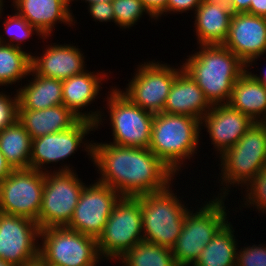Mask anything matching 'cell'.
I'll return each mask as SVG.
<instances>
[{
	"label": "cell",
	"instance_id": "6da1fadb",
	"mask_svg": "<svg viewBox=\"0 0 266 266\" xmlns=\"http://www.w3.org/2000/svg\"><path fill=\"white\" fill-rule=\"evenodd\" d=\"M92 143V162L101 176L96 181L121 196L136 197L173 185L176 174L149 148Z\"/></svg>",
	"mask_w": 266,
	"mask_h": 266
},
{
	"label": "cell",
	"instance_id": "7a4b0ae2",
	"mask_svg": "<svg viewBox=\"0 0 266 266\" xmlns=\"http://www.w3.org/2000/svg\"><path fill=\"white\" fill-rule=\"evenodd\" d=\"M182 63L211 105L228 104L246 65L223 45H199Z\"/></svg>",
	"mask_w": 266,
	"mask_h": 266
},
{
	"label": "cell",
	"instance_id": "3957f363",
	"mask_svg": "<svg viewBox=\"0 0 266 266\" xmlns=\"http://www.w3.org/2000/svg\"><path fill=\"white\" fill-rule=\"evenodd\" d=\"M201 130L197 118L164 112L154 114L148 148L178 175L186 159L197 154Z\"/></svg>",
	"mask_w": 266,
	"mask_h": 266
},
{
	"label": "cell",
	"instance_id": "277c9868",
	"mask_svg": "<svg viewBox=\"0 0 266 266\" xmlns=\"http://www.w3.org/2000/svg\"><path fill=\"white\" fill-rule=\"evenodd\" d=\"M219 158V186L223 187L219 188L221 193L215 196L227 199L231 187H246L266 166V122H254L238 142Z\"/></svg>",
	"mask_w": 266,
	"mask_h": 266
},
{
	"label": "cell",
	"instance_id": "5b68a950",
	"mask_svg": "<svg viewBox=\"0 0 266 266\" xmlns=\"http://www.w3.org/2000/svg\"><path fill=\"white\" fill-rule=\"evenodd\" d=\"M212 198L204 201L200 208L196 206V211L192 209L186 214L181 234L171 247L177 266H192L206 245L228 222L225 198Z\"/></svg>",
	"mask_w": 266,
	"mask_h": 266
},
{
	"label": "cell",
	"instance_id": "8992f818",
	"mask_svg": "<svg viewBox=\"0 0 266 266\" xmlns=\"http://www.w3.org/2000/svg\"><path fill=\"white\" fill-rule=\"evenodd\" d=\"M171 187L140 195L144 241L168 248L180 236L184 218L190 211Z\"/></svg>",
	"mask_w": 266,
	"mask_h": 266
},
{
	"label": "cell",
	"instance_id": "52a82bcc",
	"mask_svg": "<svg viewBox=\"0 0 266 266\" xmlns=\"http://www.w3.org/2000/svg\"><path fill=\"white\" fill-rule=\"evenodd\" d=\"M45 173L43 197L38 216L40 229L67 226L85 185L70 164ZM71 167V168H70Z\"/></svg>",
	"mask_w": 266,
	"mask_h": 266
},
{
	"label": "cell",
	"instance_id": "ba28073f",
	"mask_svg": "<svg viewBox=\"0 0 266 266\" xmlns=\"http://www.w3.org/2000/svg\"><path fill=\"white\" fill-rule=\"evenodd\" d=\"M142 241L144 238L140 195L122 196L97 238L99 254L103 260L113 259L117 262L129 249Z\"/></svg>",
	"mask_w": 266,
	"mask_h": 266
},
{
	"label": "cell",
	"instance_id": "9c48e42d",
	"mask_svg": "<svg viewBox=\"0 0 266 266\" xmlns=\"http://www.w3.org/2000/svg\"><path fill=\"white\" fill-rule=\"evenodd\" d=\"M40 240L39 259L49 266H88L103 259L96 238L66 226L41 229Z\"/></svg>",
	"mask_w": 266,
	"mask_h": 266
},
{
	"label": "cell",
	"instance_id": "30bf717a",
	"mask_svg": "<svg viewBox=\"0 0 266 266\" xmlns=\"http://www.w3.org/2000/svg\"><path fill=\"white\" fill-rule=\"evenodd\" d=\"M108 93L105 101L113 136L110 144L148 148L154 114L133 104L118 87H112Z\"/></svg>",
	"mask_w": 266,
	"mask_h": 266
},
{
	"label": "cell",
	"instance_id": "8fae6325",
	"mask_svg": "<svg viewBox=\"0 0 266 266\" xmlns=\"http://www.w3.org/2000/svg\"><path fill=\"white\" fill-rule=\"evenodd\" d=\"M140 64L126 84L125 91L118 89L133 104L152 114H159L164 110L171 85L183 70V65L180 64V68H176L155 60Z\"/></svg>",
	"mask_w": 266,
	"mask_h": 266
},
{
	"label": "cell",
	"instance_id": "7c38bea8",
	"mask_svg": "<svg viewBox=\"0 0 266 266\" xmlns=\"http://www.w3.org/2000/svg\"><path fill=\"white\" fill-rule=\"evenodd\" d=\"M95 130L96 124L94 122L80 119L70 129L32 139L30 168L45 173L51 171L47 170L50 168L47 167L48 164L68 160V157L74 155L81 146L82 148L84 146V150L92 161L93 143L91 142L93 141H86L85 138L87 139V137L85 136H88L91 131L95 132Z\"/></svg>",
	"mask_w": 266,
	"mask_h": 266
},
{
	"label": "cell",
	"instance_id": "4fadbf2b",
	"mask_svg": "<svg viewBox=\"0 0 266 266\" xmlns=\"http://www.w3.org/2000/svg\"><path fill=\"white\" fill-rule=\"evenodd\" d=\"M45 172L18 169L0 182V212L37 222L43 197Z\"/></svg>",
	"mask_w": 266,
	"mask_h": 266
},
{
	"label": "cell",
	"instance_id": "5bb4252c",
	"mask_svg": "<svg viewBox=\"0 0 266 266\" xmlns=\"http://www.w3.org/2000/svg\"><path fill=\"white\" fill-rule=\"evenodd\" d=\"M40 230L30 218L0 212V259L14 266L37 262Z\"/></svg>",
	"mask_w": 266,
	"mask_h": 266
},
{
	"label": "cell",
	"instance_id": "9a60e30c",
	"mask_svg": "<svg viewBox=\"0 0 266 266\" xmlns=\"http://www.w3.org/2000/svg\"><path fill=\"white\" fill-rule=\"evenodd\" d=\"M121 197L116 190L99 181L85 184L66 227L97 239Z\"/></svg>",
	"mask_w": 266,
	"mask_h": 266
},
{
	"label": "cell",
	"instance_id": "2e32d148",
	"mask_svg": "<svg viewBox=\"0 0 266 266\" xmlns=\"http://www.w3.org/2000/svg\"><path fill=\"white\" fill-rule=\"evenodd\" d=\"M223 46L246 65V70H250V66L252 69V63L266 54V17L233 13Z\"/></svg>",
	"mask_w": 266,
	"mask_h": 266
},
{
	"label": "cell",
	"instance_id": "e0dca14e",
	"mask_svg": "<svg viewBox=\"0 0 266 266\" xmlns=\"http://www.w3.org/2000/svg\"><path fill=\"white\" fill-rule=\"evenodd\" d=\"M108 73L89 71L74 75L62 80L63 105L70 109L79 119L89 120L96 124L98 130L100 124L106 120L105 114L100 110L85 111V108L95 102L102 88V82L107 80ZM84 109L83 112H81ZM81 110V111H80ZM104 116V119H103ZM103 119V120H102Z\"/></svg>",
	"mask_w": 266,
	"mask_h": 266
},
{
	"label": "cell",
	"instance_id": "ac0fdd59",
	"mask_svg": "<svg viewBox=\"0 0 266 266\" xmlns=\"http://www.w3.org/2000/svg\"><path fill=\"white\" fill-rule=\"evenodd\" d=\"M253 123L249 116L229 104H215L201 119V128H206L213 149L221 155L233 147Z\"/></svg>",
	"mask_w": 266,
	"mask_h": 266
},
{
	"label": "cell",
	"instance_id": "d6986e66",
	"mask_svg": "<svg viewBox=\"0 0 266 266\" xmlns=\"http://www.w3.org/2000/svg\"><path fill=\"white\" fill-rule=\"evenodd\" d=\"M52 44L47 45L40 56H31V69L37 75L65 80L87 70L84 53L78 46L66 43Z\"/></svg>",
	"mask_w": 266,
	"mask_h": 266
},
{
	"label": "cell",
	"instance_id": "ffe728a7",
	"mask_svg": "<svg viewBox=\"0 0 266 266\" xmlns=\"http://www.w3.org/2000/svg\"><path fill=\"white\" fill-rule=\"evenodd\" d=\"M11 6L48 38L52 37L51 34L58 23H65L70 27L76 23L69 0H16Z\"/></svg>",
	"mask_w": 266,
	"mask_h": 266
},
{
	"label": "cell",
	"instance_id": "44dd1931",
	"mask_svg": "<svg viewBox=\"0 0 266 266\" xmlns=\"http://www.w3.org/2000/svg\"><path fill=\"white\" fill-rule=\"evenodd\" d=\"M227 0H202L194 12L198 45H223L232 17Z\"/></svg>",
	"mask_w": 266,
	"mask_h": 266
},
{
	"label": "cell",
	"instance_id": "7402d4cb",
	"mask_svg": "<svg viewBox=\"0 0 266 266\" xmlns=\"http://www.w3.org/2000/svg\"><path fill=\"white\" fill-rule=\"evenodd\" d=\"M211 107L201 88L182 70L171 85L163 112L191 116L201 121Z\"/></svg>",
	"mask_w": 266,
	"mask_h": 266
},
{
	"label": "cell",
	"instance_id": "603a6c76",
	"mask_svg": "<svg viewBox=\"0 0 266 266\" xmlns=\"http://www.w3.org/2000/svg\"><path fill=\"white\" fill-rule=\"evenodd\" d=\"M31 139L72 128L80 119L65 105L42 110H18L17 119Z\"/></svg>",
	"mask_w": 266,
	"mask_h": 266
},
{
	"label": "cell",
	"instance_id": "cb8c5ba5",
	"mask_svg": "<svg viewBox=\"0 0 266 266\" xmlns=\"http://www.w3.org/2000/svg\"><path fill=\"white\" fill-rule=\"evenodd\" d=\"M32 79L17 90L18 110H42L63 104L62 80L37 75L32 69Z\"/></svg>",
	"mask_w": 266,
	"mask_h": 266
},
{
	"label": "cell",
	"instance_id": "d4e9b609",
	"mask_svg": "<svg viewBox=\"0 0 266 266\" xmlns=\"http://www.w3.org/2000/svg\"><path fill=\"white\" fill-rule=\"evenodd\" d=\"M228 104L254 122H266V87L247 70L234 84Z\"/></svg>",
	"mask_w": 266,
	"mask_h": 266
},
{
	"label": "cell",
	"instance_id": "484cf974",
	"mask_svg": "<svg viewBox=\"0 0 266 266\" xmlns=\"http://www.w3.org/2000/svg\"><path fill=\"white\" fill-rule=\"evenodd\" d=\"M228 221L206 245L192 266H236L238 241Z\"/></svg>",
	"mask_w": 266,
	"mask_h": 266
},
{
	"label": "cell",
	"instance_id": "4316f807",
	"mask_svg": "<svg viewBox=\"0 0 266 266\" xmlns=\"http://www.w3.org/2000/svg\"><path fill=\"white\" fill-rule=\"evenodd\" d=\"M32 139L16 120L0 132V151L13 170L30 168Z\"/></svg>",
	"mask_w": 266,
	"mask_h": 266
},
{
	"label": "cell",
	"instance_id": "83f0119b",
	"mask_svg": "<svg viewBox=\"0 0 266 266\" xmlns=\"http://www.w3.org/2000/svg\"><path fill=\"white\" fill-rule=\"evenodd\" d=\"M31 52L8 44H0V86L17 84L29 77L31 71Z\"/></svg>",
	"mask_w": 266,
	"mask_h": 266
},
{
	"label": "cell",
	"instance_id": "f1b7e54d",
	"mask_svg": "<svg viewBox=\"0 0 266 266\" xmlns=\"http://www.w3.org/2000/svg\"><path fill=\"white\" fill-rule=\"evenodd\" d=\"M118 261L122 266H177L171 248L145 241L134 245Z\"/></svg>",
	"mask_w": 266,
	"mask_h": 266
},
{
	"label": "cell",
	"instance_id": "f546056e",
	"mask_svg": "<svg viewBox=\"0 0 266 266\" xmlns=\"http://www.w3.org/2000/svg\"><path fill=\"white\" fill-rule=\"evenodd\" d=\"M4 25V29L6 34L9 36L8 39L3 37L0 34V44H8L17 48H22L21 43L26 42L25 40H29V38L36 34L39 38L48 39L47 36H43L35 27L31 26L26 19L20 16L16 11L12 15L7 16L5 21L2 22ZM34 34H33V33ZM15 43V44H14Z\"/></svg>",
	"mask_w": 266,
	"mask_h": 266
},
{
	"label": "cell",
	"instance_id": "4dcf8cb0",
	"mask_svg": "<svg viewBox=\"0 0 266 266\" xmlns=\"http://www.w3.org/2000/svg\"><path fill=\"white\" fill-rule=\"evenodd\" d=\"M115 25L122 28H131L137 25L143 14H148L149 19H156L149 13L141 0H113L112 2Z\"/></svg>",
	"mask_w": 266,
	"mask_h": 266
},
{
	"label": "cell",
	"instance_id": "1f68e13d",
	"mask_svg": "<svg viewBox=\"0 0 266 266\" xmlns=\"http://www.w3.org/2000/svg\"><path fill=\"white\" fill-rule=\"evenodd\" d=\"M243 189L242 207H255L258 214L261 211L266 215V166Z\"/></svg>",
	"mask_w": 266,
	"mask_h": 266
},
{
	"label": "cell",
	"instance_id": "d6a6232c",
	"mask_svg": "<svg viewBox=\"0 0 266 266\" xmlns=\"http://www.w3.org/2000/svg\"><path fill=\"white\" fill-rule=\"evenodd\" d=\"M236 266H266V245L253 244L237 249Z\"/></svg>",
	"mask_w": 266,
	"mask_h": 266
},
{
	"label": "cell",
	"instance_id": "836d02e7",
	"mask_svg": "<svg viewBox=\"0 0 266 266\" xmlns=\"http://www.w3.org/2000/svg\"><path fill=\"white\" fill-rule=\"evenodd\" d=\"M0 92V132L18 119V93L14 97Z\"/></svg>",
	"mask_w": 266,
	"mask_h": 266
},
{
	"label": "cell",
	"instance_id": "e575fe53",
	"mask_svg": "<svg viewBox=\"0 0 266 266\" xmlns=\"http://www.w3.org/2000/svg\"><path fill=\"white\" fill-rule=\"evenodd\" d=\"M93 21L100 22H114L115 16L111 2H96L87 6Z\"/></svg>",
	"mask_w": 266,
	"mask_h": 266
},
{
	"label": "cell",
	"instance_id": "d590c367",
	"mask_svg": "<svg viewBox=\"0 0 266 266\" xmlns=\"http://www.w3.org/2000/svg\"><path fill=\"white\" fill-rule=\"evenodd\" d=\"M202 0H168L166 5V15L181 14L186 11H196ZM179 12V13H178ZM181 12V13H180Z\"/></svg>",
	"mask_w": 266,
	"mask_h": 266
},
{
	"label": "cell",
	"instance_id": "8d00e7d4",
	"mask_svg": "<svg viewBox=\"0 0 266 266\" xmlns=\"http://www.w3.org/2000/svg\"><path fill=\"white\" fill-rule=\"evenodd\" d=\"M149 13L157 20L166 16V5L168 0H141Z\"/></svg>",
	"mask_w": 266,
	"mask_h": 266
},
{
	"label": "cell",
	"instance_id": "74e56055",
	"mask_svg": "<svg viewBox=\"0 0 266 266\" xmlns=\"http://www.w3.org/2000/svg\"><path fill=\"white\" fill-rule=\"evenodd\" d=\"M232 13H249L251 0H227Z\"/></svg>",
	"mask_w": 266,
	"mask_h": 266
},
{
	"label": "cell",
	"instance_id": "f35d334b",
	"mask_svg": "<svg viewBox=\"0 0 266 266\" xmlns=\"http://www.w3.org/2000/svg\"><path fill=\"white\" fill-rule=\"evenodd\" d=\"M250 14L266 17V0H251Z\"/></svg>",
	"mask_w": 266,
	"mask_h": 266
},
{
	"label": "cell",
	"instance_id": "ab89813d",
	"mask_svg": "<svg viewBox=\"0 0 266 266\" xmlns=\"http://www.w3.org/2000/svg\"><path fill=\"white\" fill-rule=\"evenodd\" d=\"M13 169L0 151V182L12 173Z\"/></svg>",
	"mask_w": 266,
	"mask_h": 266
},
{
	"label": "cell",
	"instance_id": "60d3db41",
	"mask_svg": "<svg viewBox=\"0 0 266 266\" xmlns=\"http://www.w3.org/2000/svg\"><path fill=\"white\" fill-rule=\"evenodd\" d=\"M258 82L263 84L266 87V70L263 71L262 74L258 76V74L252 73V71L247 70Z\"/></svg>",
	"mask_w": 266,
	"mask_h": 266
},
{
	"label": "cell",
	"instance_id": "b9f144b4",
	"mask_svg": "<svg viewBox=\"0 0 266 266\" xmlns=\"http://www.w3.org/2000/svg\"><path fill=\"white\" fill-rule=\"evenodd\" d=\"M74 0H69V3H72ZM77 1V0H75ZM80 1V0H79ZM82 1V0H81ZM85 3H88L89 4H93V3H96V2H112L113 0H83Z\"/></svg>",
	"mask_w": 266,
	"mask_h": 266
},
{
	"label": "cell",
	"instance_id": "7bdbcfd3",
	"mask_svg": "<svg viewBox=\"0 0 266 266\" xmlns=\"http://www.w3.org/2000/svg\"><path fill=\"white\" fill-rule=\"evenodd\" d=\"M5 4H4V1L3 0H0V18H1V15H3L2 13H3V6H4Z\"/></svg>",
	"mask_w": 266,
	"mask_h": 266
},
{
	"label": "cell",
	"instance_id": "ee69618b",
	"mask_svg": "<svg viewBox=\"0 0 266 266\" xmlns=\"http://www.w3.org/2000/svg\"><path fill=\"white\" fill-rule=\"evenodd\" d=\"M0 266H14L13 264L7 263L0 259Z\"/></svg>",
	"mask_w": 266,
	"mask_h": 266
},
{
	"label": "cell",
	"instance_id": "f6af8a7d",
	"mask_svg": "<svg viewBox=\"0 0 266 266\" xmlns=\"http://www.w3.org/2000/svg\"><path fill=\"white\" fill-rule=\"evenodd\" d=\"M38 262L41 264V266H49L47 264H44L40 259L38 260ZM96 264H99V263H94V264L88 265V266H97Z\"/></svg>",
	"mask_w": 266,
	"mask_h": 266
}]
</instances>
